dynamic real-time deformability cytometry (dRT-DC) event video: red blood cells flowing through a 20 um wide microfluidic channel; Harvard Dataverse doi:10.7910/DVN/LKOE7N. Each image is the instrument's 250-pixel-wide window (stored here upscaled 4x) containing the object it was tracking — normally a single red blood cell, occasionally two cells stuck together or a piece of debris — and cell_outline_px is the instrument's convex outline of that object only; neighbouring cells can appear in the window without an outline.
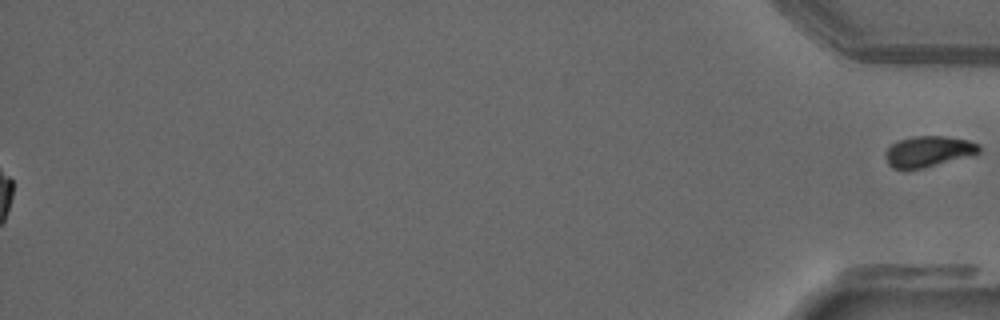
{"species": "common noctule bat (a hibernating species)", "species_latin": "Nyctalus noctula", "temperature_condition": "warm", "stored_images_in_passage": 53, "segment_of_instrument_passage": [2, 2], "camera_frame_rate_fps": 3000, "um_per_image_px": 0.085, "animal": {"sex": "male", "forearm_length_mm": 52.5}, "frame": {"image": 1, "passage_image": 53, "time_ms": 17.333, "image_size_px": [1000, 320], "cell_outline_px": [[980, 152], [976, 156], [924, 168], [904, 172], [892, 168], [888, 164], [884, 152], [892, 144], [900, 140], [912, 136], [948, 136], [968, 140], [980, 144]], "centroid_in_image_um": [78.95, 12.91], "position_along_channel_um": 356.3, "area_um2": 17.63}}